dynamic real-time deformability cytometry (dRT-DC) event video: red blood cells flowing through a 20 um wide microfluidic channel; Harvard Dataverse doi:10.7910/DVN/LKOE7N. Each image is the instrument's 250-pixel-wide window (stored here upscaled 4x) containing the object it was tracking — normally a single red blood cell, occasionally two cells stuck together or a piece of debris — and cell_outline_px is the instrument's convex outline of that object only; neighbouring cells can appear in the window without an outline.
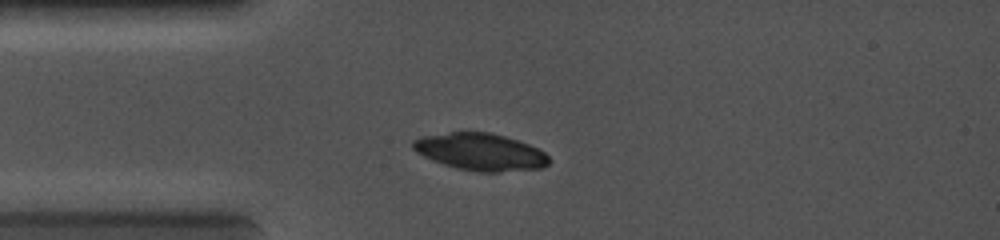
{"species": "common noctule bat (a hibernating species)", "species_latin": "Nyctalus noctula", "temperature_condition": "cold", "stored_images_in_passage": 20, "camera_frame_rate_fps": 5000, "um_per_image_px": 0.085, "animal": {"sex": "female", "body_mass_g": 19.0, "forearm_length_mm": 56.7}, "frame": {"image": 1, "passage_image": 1, "time_ms": 0.0, "image_size_px": [1000, 240], "cell_outline_px": [[552, 160], [544, 168], [500, 172], [476, 172], [456, 168], [432, 160], [416, 152], [412, 148], [412, 140], [420, 136], [448, 132], [492, 132], [528, 144], [544, 152]], "centroid_in_image_um": [40.83, 12.91], "position_along_channel_um": 44.2, "area_um2": 29.65}}
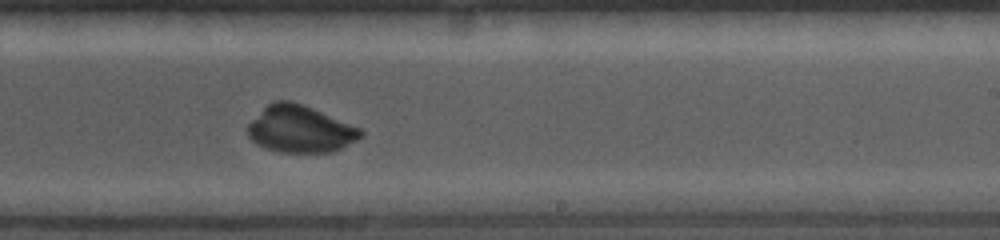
{"frame": {"image": 2, "passage_image": 13, "time_ms": 5.0, "image_size_px": [1000, 240], "cell_outline_px": [[364, 136], [332, 152], [280, 152], [256, 144], [248, 136], [248, 124], [272, 100], [288, 100], [304, 104], [360, 128], [364, 132]], "centroid_in_image_um": [25.52, 10.96], "position_along_channel_um": 263.5, "area_um2": 30.69}}
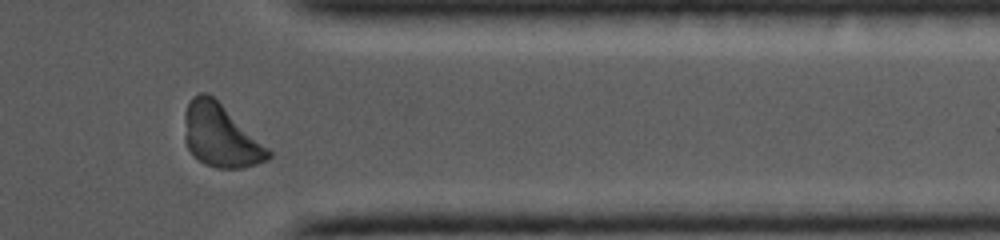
{"frame": {"image": 3, "passage_image": 20, "time_ms": 7.8, "image_size_px": [1000, 240], "cell_outline_px": [[272, 156], [268, 160], [244, 168], [216, 168], [204, 164], [188, 148], [184, 140], [184, 112], [192, 96], [200, 92], [208, 92], [268, 148], [272, 152]], "centroid_in_image_um": [18.72, 11.54], "position_along_channel_um": 392.7, "area_um2": 30.46}}